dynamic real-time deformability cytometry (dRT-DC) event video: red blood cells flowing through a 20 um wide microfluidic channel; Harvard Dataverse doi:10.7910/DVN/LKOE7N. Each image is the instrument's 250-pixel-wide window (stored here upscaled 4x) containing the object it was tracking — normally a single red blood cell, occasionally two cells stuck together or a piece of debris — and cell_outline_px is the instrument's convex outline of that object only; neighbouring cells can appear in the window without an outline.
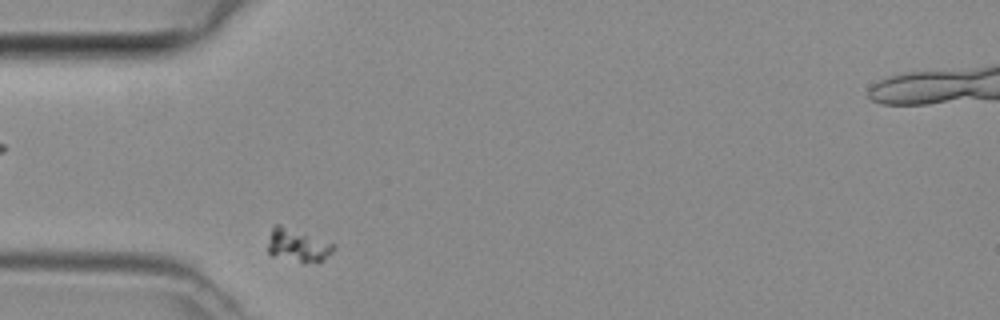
{"species": "common noctule bat (a hibernating species)", "species_latin": "Nyctalus noctula", "temperature_condition": "room temperature", "stored_images_in_passage": 28, "camera_frame_rate_fps": 3000, "um_per_image_px": 0.085, "animal": {"sex": "female", "body_mass_g": 29.2, "forearm_length_mm": 56.3}, "frame": {"image": 1, "passage_image": 1, "time_ms": 0.0, "image_size_px": [1000, 320], "cell_outline_px": [[336, 248], [320, 264], [304, 264], [272, 256], [268, 252], [268, 236], [272, 228], [276, 224], [280, 224], [336, 244]], "centroid_in_image_um": [25.33, 20.9], "position_along_channel_um": 59.7, "area_um2": 13.18}}
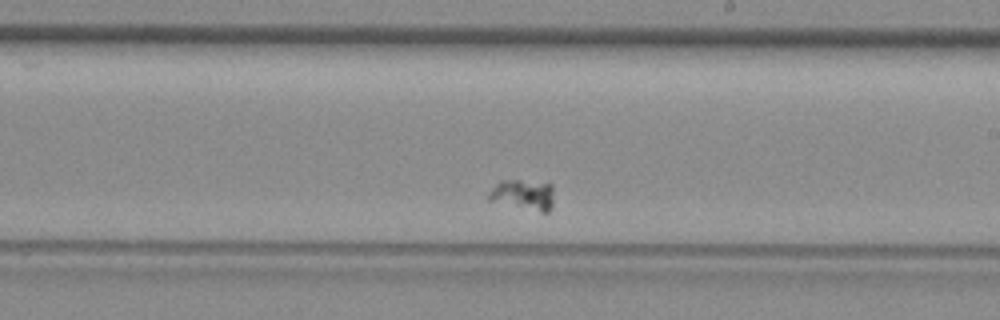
{"frame": {"image": 2, "passage_image": 16, "time_ms": 5.0, "image_size_px": [1000, 320], "cell_outline_px": [[552, 208], [548, 212], [540, 212], [488, 200], [488, 192], [500, 180], [520, 180], [552, 184]], "centroid_in_image_um": [44.47, 16.55], "position_along_channel_um": 244.5, "area_um2": 11.5}}
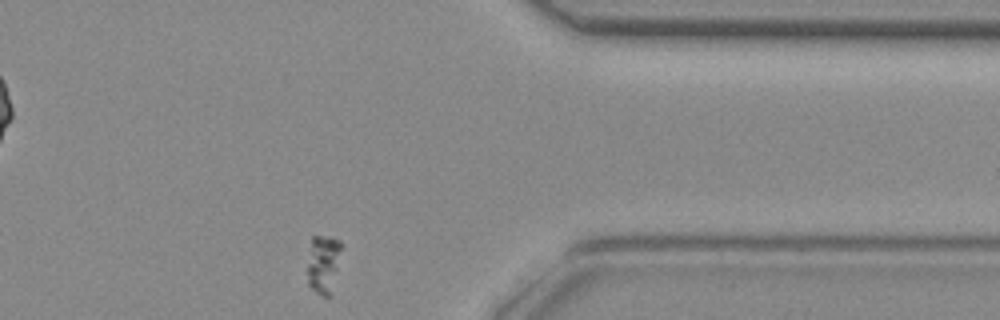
{"frame": {"image": 3, "passage_image": 28, "time_ms": 9.0, "image_size_px": [1000, 320], "cell_outline_px": [[340, 248], [336, 268], [328, 296], [324, 296], [316, 292], [308, 284], [308, 264], [312, 236], [320, 236], [340, 240]], "centroid_in_image_um": [27.43, 22.4], "position_along_channel_um": 384.0, "area_um2": 10.69}}